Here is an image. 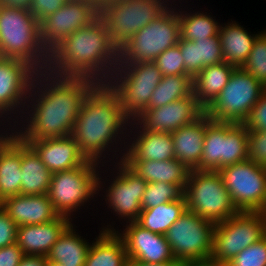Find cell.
<instances>
[{"instance_id":"obj_40","label":"cell","mask_w":266,"mask_h":266,"mask_svg":"<svg viewBox=\"0 0 266 266\" xmlns=\"http://www.w3.org/2000/svg\"><path fill=\"white\" fill-rule=\"evenodd\" d=\"M248 156L254 163L266 167V130H248Z\"/></svg>"},{"instance_id":"obj_13","label":"cell","mask_w":266,"mask_h":266,"mask_svg":"<svg viewBox=\"0 0 266 266\" xmlns=\"http://www.w3.org/2000/svg\"><path fill=\"white\" fill-rule=\"evenodd\" d=\"M215 223L186 209L165 233L175 260L183 263L209 261Z\"/></svg>"},{"instance_id":"obj_15","label":"cell","mask_w":266,"mask_h":266,"mask_svg":"<svg viewBox=\"0 0 266 266\" xmlns=\"http://www.w3.org/2000/svg\"><path fill=\"white\" fill-rule=\"evenodd\" d=\"M36 72L24 60L0 57V115L10 118L13 125L23 114Z\"/></svg>"},{"instance_id":"obj_3","label":"cell","mask_w":266,"mask_h":266,"mask_svg":"<svg viewBox=\"0 0 266 266\" xmlns=\"http://www.w3.org/2000/svg\"><path fill=\"white\" fill-rule=\"evenodd\" d=\"M127 126L130 127V120L124 115L117 95L107 84H97L84 98L71 136L87 160L101 164L106 163L103 159H106V155L110 156L109 152H115L113 159H118L120 154L119 159L122 160V151L127 147L125 140L128 141V138H125L128 135ZM118 143L124 145L123 150H120L121 146L110 151L111 146H119Z\"/></svg>"},{"instance_id":"obj_39","label":"cell","mask_w":266,"mask_h":266,"mask_svg":"<svg viewBox=\"0 0 266 266\" xmlns=\"http://www.w3.org/2000/svg\"><path fill=\"white\" fill-rule=\"evenodd\" d=\"M154 62L162 76L189 75L185 71L183 56L178 45L165 50Z\"/></svg>"},{"instance_id":"obj_11","label":"cell","mask_w":266,"mask_h":266,"mask_svg":"<svg viewBox=\"0 0 266 266\" xmlns=\"http://www.w3.org/2000/svg\"><path fill=\"white\" fill-rule=\"evenodd\" d=\"M165 0H112L100 9L111 41L120 49L137 31L169 8Z\"/></svg>"},{"instance_id":"obj_37","label":"cell","mask_w":266,"mask_h":266,"mask_svg":"<svg viewBox=\"0 0 266 266\" xmlns=\"http://www.w3.org/2000/svg\"><path fill=\"white\" fill-rule=\"evenodd\" d=\"M242 68L266 87V34L263 31L255 40Z\"/></svg>"},{"instance_id":"obj_1","label":"cell","mask_w":266,"mask_h":266,"mask_svg":"<svg viewBox=\"0 0 266 266\" xmlns=\"http://www.w3.org/2000/svg\"><path fill=\"white\" fill-rule=\"evenodd\" d=\"M96 85L87 78L36 72L21 122L17 123H22L16 129L17 136L21 140H37L71 135L82 102Z\"/></svg>"},{"instance_id":"obj_42","label":"cell","mask_w":266,"mask_h":266,"mask_svg":"<svg viewBox=\"0 0 266 266\" xmlns=\"http://www.w3.org/2000/svg\"><path fill=\"white\" fill-rule=\"evenodd\" d=\"M69 0H31L28 9L40 23L43 19L57 11Z\"/></svg>"},{"instance_id":"obj_47","label":"cell","mask_w":266,"mask_h":266,"mask_svg":"<svg viewBox=\"0 0 266 266\" xmlns=\"http://www.w3.org/2000/svg\"><path fill=\"white\" fill-rule=\"evenodd\" d=\"M183 262L174 260L170 262H163V263H144V262H139L136 260L128 259L127 263L125 266H183Z\"/></svg>"},{"instance_id":"obj_29","label":"cell","mask_w":266,"mask_h":266,"mask_svg":"<svg viewBox=\"0 0 266 266\" xmlns=\"http://www.w3.org/2000/svg\"><path fill=\"white\" fill-rule=\"evenodd\" d=\"M236 67L226 62L204 67L193 78V94L206 109L220 94Z\"/></svg>"},{"instance_id":"obj_31","label":"cell","mask_w":266,"mask_h":266,"mask_svg":"<svg viewBox=\"0 0 266 266\" xmlns=\"http://www.w3.org/2000/svg\"><path fill=\"white\" fill-rule=\"evenodd\" d=\"M88 251L84 266H125L128 257L115 231H100Z\"/></svg>"},{"instance_id":"obj_19","label":"cell","mask_w":266,"mask_h":266,"mask_svg":"<svg viewBox=\"0 0 266 266\" xmlns=\"http://www.w3.org/2000/svg\"><path fill=\"white\" fill-rule=\"evenodd\" d=\"M205 109L194 94L157 108H147L135 121L153 132L172 133L198 119Z\"/></svg>"},{"instance_id":"obj_43","label":"cell","mask_w":266,"mask_h":266,"mask_svg":"<svg viewBox=\"0 0 266 266\" xmlns=\"http://www.w3.org/2000/svg\"><path fill=\"white\" fill-rule=\"evenodd\" d=\"M17 225L4 209L0 210V248L17 243Z\"/></svg>"},{"instance_id":"obj_49","label":"cell","mask_w":266,"mask_h":266,"mask_svg":"<svg viewBox=\"0 0 266 266\" xmlns=\"http://www.w3.org/2000/svg\"><path fill=\"white\" fill-rule=\"evenodd\" d=\"M183 266H217L214 262L209 261H204V262H189V263H184Z\"/></svg>"},{"instance_id":"obj_20","label":"cell","mask_w":266,"mask_h":266,"mask_svg":"<svg viewBox=\"0 0 266 266\" xmlns=\"http://www.w3.org/2000/svg\"><path fill=\"white\" fill-rule=\"evenodd\" d=\"M130 126L128 129L130 135L128 134L127 137L134 133L132 135L133 140L130 137L129 140L131 141H128L129 143L126 142L128 147H126V152L124 151L123 153L122 161H164L175 159L171 133L144 130L135 120L130 121ZM132 130H135V132Z\"/></svg>"},{"instance_id":"obj_8","label":"cell","mask_w":266,"mask_h":266,"mask_svg":"<svg viewBox=\"0 0 266 266\" xmlns=\"http://www.w3.org/2000/svg\"><path fill=\"white\" fill-rule=\"evenodd\" d=\"M170 7L137 31L119 49V63L154 61L165 50L178 45L180 23L177 8Z\"/></svg>"},{"instance_id":"obj_48","label":"cell","mask_w":266,"mask_h":266,"mask_svg":"<svg viewBox=\"0 0 266 266\" xmlns=\"http://www.w3.org/2000/svg\"><path fill=\"white\" fill-rule=\"evenodd\" d=\"M31 3V0H0V4L7 6H21L28 7Z\"/></svg>"},{"instance_id":"obj_6","label":"cell","mask_w":266,"mask_h":266,"mask_svg":"<svg viewBox=\"0 0 266 266\" xmlns=\"http://www.w3.org/2000/svg\"><path fill=\"white\" fill-rule=\"evenodd\" d=\"M161 79V71L154 61L118 63L107 85L119 98L124 115L134 121L147 109Z\"/></svg>"},{"instance_id":"obj_34","label":"cell","mask_w":266,"mask_h":266,"mask_svg":"<svg viewBox=\"0 0 266 266\" xmlns=\"http://www.w3.org/2000/svg\"><path fill=\"white\" fill-rule=\"evenodd\" d=\"M193 94V78L190 75L162 76L153 91L147 108H157Z\"/></svg>"},{"instance_id":"obj_33","label":"cell","mask_w":266,"mask_h":266,"mask_svg":"<svg viewBox=\"0 0 266 266\" xmlns=\"http://www.w3.org/2000/svg\"><path fill=\"white\" fill-rule=\"evenodd\" d=\"M187 209L185 196L181 200H174L156 207L144 209L140 212L136 222L144 229L165 235L169 227L177 221Z\"/></svg>"},{"instance_id":"obj_2","label":"cell","mask_w":266,"mask_h":266,"mask_svg":"<svg viewBox=\"0 0 266 266\" xmlns=\"http://www.w3.org/2000/svg\"><path fill=\"white\" fill-rule=\"evenodd\" d=\"M119 63V48L99 16L76 30L49 52L46 71L61 77L87 78L107 84Z\"/></svg>"},{"instance_id":"obj_7","label":"cell","mask_w":266,"mask_h":266,"mask_svg":"<svg viewBox=\"0 0 266 266\" xmlns=\"http://www.w3.org/2000/svg\"><path fill=\"white\" fill-rule=\"evenodd\" d=\"M184 196L188 210L214 223L239 212L219 171L190 170Z\"/></svg>"},{"instance_id":"obj_30","label":"cell","mask_w":266,"mask_h":266,"mask_svg":"<svg viewBox=\"0 0 266 266\" xmlns=\"http://www.w3.org/2000/svg\"><path fill=\"white\" fill-rule=\"evenodd\" d=\"M70 224L46 255L48 262H56L63 266H84L91 243L86 242ZM77 233V234H76Z\"/></svg>"},{"instance_id":"obj_51","label":"cell","mask_w":266,"mask_h":266,"mask_svg":"<svg viewBox=\"0 0 266 266\" xmlns=\"http://www.w3.org/2000/svg\"><path fill=\"white\" fill-rule=\"evenodd\" d=\"M258 212L266 220V200L264 202L263 207Z\"/></svg>"},{"instance_id":"obj_9","label":"cell","mask_w":266,"mask_h":266,"mask_svg":"<svg viewBox=\"0 0 266 266\" xmlns=\"http://www.w3.org/2000/svg\"><path fill=\"white\" fill-rule=\"evenodd\" d=\"M249 159L248 130L244 124L206 118L202 158L197 170L219 171Z\"/></svg>"},{"instance_id":"obj_41","label":"cell","mask_w":266,"mask_h":266,"mask_svg":"<svg viewBox=\"0 0 266 266\" xmlns=\"http://www.w3.org/2000/svg\"><path fill=\"white\" fill-rule=\"evenodd\" d=\"M243 124L247 130H266V90L253 106L250 115Z\"/></svg>"},{"instance_id":"obj_18","label":"cell","mask_w":266,"mask_h":266,"mask_svg":"<svg viewBox=\"0 0 266 266\" xmlns=\"http://www.w3.org/2000/svg\"><path fill=\"white\" fill-rule=\"evenodd\" d=\"M126 224L123 232L116 231L110 223L101 230L116 232L124 243L128 259L152 264L175 260L165 235L144 229L136 221L127 222Z\"/></svg>"},{"instance_id":"obj_52","label":"cell","mask_w":266,"mask_h":266,"mask_svg":"<svg viewBox=\"0 0 266 266\" xmlns=\"http://www.w3.org/2000/svg\"><path fill=\"white\" fill-rule=\"evenodd\" d=\"M47 266H63V265L56 262H48Z\"/></svg>"},{"instance_id":"obj_54","label":"cell","mask_w":266,"mask_h":266,"mask_svg":"<svg viewBox=\"0 0 266 266\" xmlns=\"http://www.w3.org/2000/svg\"><path fill=\"white\" fill-rule=\"evenodd\" d=\"M217 266H228L226 264H217Z\"/></svg>"},{"instance_id":"obj_53","label":"cell","mask_w":266,"mask_h":266,"mask_svg":"<svg viewBox=\"0 0 266 266\" xmlns=\"http://www.w3.org/2000/svg\"><path fill=\"white\" fill-rule=\"evenodd\" d=\"M3 209V199L0 197V210Z\"/></svg>"},{"instance_id":"obj_17","label":"cell","mask_w":266,"mask_h":266,"mask_svg":"<svg viewBox=\"0 0 266 266\" xmlns=\"http://www.w3.org/2000/svg\"><path fill=\"white\" fill-rule=\"evenodd\" d=\"M119 161V162H118ZM116 161L117 176L106 188V204L118 215V218L127 222L136 221L141 208V200L147 186V182L133 172L122 160ZM117 164V165H116ZM118 167V168H117ZM124 217V218H123Z\"/></svg>"},{"instance_id":"obj_35","label":"cell","mask_w":266,"mask_h":266,"mask_svg":"<svg viewBox=\"0 0 266 266\" xmlns=\"http://www.w3.org/2000/svg\"><path fill=\"white\" fill-rule=\"evenodd\" d=\"M178 10L180 23V38L184 40L196 41L197 39H207L212 36H218L220 24L213 19L211 15L190 11ZM185 13V14H184Z\"/></svg>"},{"instance_id":"obj_22","label":"cell","mask_w":266,"mask_h":266,"mask_svg":"<svg viewBox=\"0 0 266 266\" xmlns=\"http://www.w3.org/2000/svg\"><path fill=\"white\" fill-rule=\"evenodd\" d=\"M3 209L17 226L51 222L59 217L47 194L8 197L3 200Z\"/></svg>"},{"instance_id":"obj_28","label":"cell","mask_w":266,"mask_h":266,"mask_svg":"<svg viewBox=\"0 0 266 266\" xmlns=\"http://www.w3.org/2000/svg\"><path fill=\"white\" fill-rule=\"evenodd\" d=\"M52 173L41 161L36 151L21 140L20 195L47 194Z\"/></svg>"},{"instance_id":"obj_23","label":"cell","mask_w":266,"mask_h":266,"mask_svg":"<svg viewBox=\"0 0 266 266\" xmlns=\"http://www.w3.org/2000/svg\"><path fill=\"white\" fill-rule=\"evenodd\" d=\"M73 220L59 216L51 222L17 227V244L25 255L46 256Z\"/></svg>"},{"instance_id":"obj_4","label":"cell","mask_w":266,"mask_h":266,"mask_svg":"<svg viewBox=\"0 0 266 266\" xmlns=\"http://www.w3.org/2000/svg\"><path fill=\"white\" fill-rule=\"evenodd\" d=\"M0 57L24 60L37 72L46 71L49 53L28 7L0 5Z\"/></svg>"},{"instance_id":"obj_12","label":"cell","mask_w":266,"mask_h":266,"mask_svg":"<svg viewBox=\"0 0 266 266\" xmlns=\"http://www.w3.org/2000/svg\"><path fill=\"white\" fill-rule=\"evenodd\" d=\"M265 235L266 220L259 212L239 211L229 219L215 223L210 261L226 264Z\"/></svg>"},{"instance_id":"obj_14","label":"cell","mask_w":266,"mask_h":266,"mask_svg":"<svg viewBox=\"0 0 266 266\" xmlns=\"http://www.w3.org/2000/svg\"><path fill=\"white\" fill-rule=\"evenodd\" d=\"M238 211L258 212L266 200V167L250 159L219 170Z\"/></svg>"},{"instance_id":"obj_50","label":"cell","mask_w":266,"mask_h":266,"mask_svg":"<svg viewBox=\"0 0 266 266\" xmlns=\"http://www.w3.org/2000/svg\"><path fill=\"white\" fill-rule=\"evenodd\" d=\"M87 2L93 3L99 10L104 7L108 2L112 0H85Z\"/></svg>"},{"instance_id":"obj_32","label":"cell","mask_w":266,"mask_h":266,"mask_svg":"<svg viewBox=\"0 0 266 266\" xmlns=\"http://www.w3.org/2000/svg\"><path fill=\"white\" fill-rule=\"evenodd\" d=\"M21 139L16 136L0 151V197L20 195Z\"/></svg>"},{"instance_id":"obj_38","label":"cell","mask_w":266,"mask_h":266,"mask_svg":"<svg viewBox=\"0 0 266 266\" xmlns=\"http://www.w3.org/2000/svg\"><path fill=\"white\" fill-rule=\"evenodd\" d=\"M228 266H266V235L243 249L226 263Z\"/></svg>"},{"instance_id":"obj_27","label":"cell","mask_w":266,"mask_h":266,"mask_svg":"<svg viewBox=\"0 0 266 266\" xmlns=\"http://www.w3.org/2000/svg\"><path fill=\"white\" fill-rule=\"evenodd\" d=\"M147 183L166 182L181 185L184 189L190 169L177 159L164 161H123Z\"/></svg>"},{"instance_id":"obj_26","label":"cell","mask_w":266,"mask_h":266,"mask_svg":"<svg viewBox=\"0 0 266 266\" xmlns=\"http://www.w3.org/2000/svg\"><path fill=\"white\" fill-rule=\"evenodd\" d=\"M225 25V26H224ZM220 26L219 41L222 48L224 62L242 68L247 62L253 44L262 33L253 34L243 28V26L232 21Z\"/></svg>"},{"instance_id":"obj_45","label":"cell","mask_w":266,"mask_h":266,"mask_svg":"<svg viewBox=\"0 0 266 266\" xmlns=\"http://www.w3.org/2000/svg\"><path fill=\"white\" fill-rule=\"evenodd\" d=\"M3 120H2V119ZM5 118H7V119H5ZM0 127L2 126V125H4L5 123H7V122H9V123H7L8 125H9V130H8V128H6V131H5V129L4 130H2L1 128H0V151L5 147V146H7L16 136H17V132H16V130L15 129H17L16 127V125H11V121H10V118H8V117H5V116H1L0 115ZM5 119V120H4ZM9 119V120H8ZM2 121H4V123H2ZM7 121V122H6ZM2 124V125H1ZM13 126V127H12ZM11 127V128H10ZM15 127V128H14ZM12 128H13V130H12ZM1 130H2V132H1ZM8 131V132H7ZM9 131H11V132H9ZM9 133V134H8ZM11 133V134H10Z\"/></svg>"},{"instance_id":"obj_10","label":"cell","mask_w":266,"mask_h":266,"mask_svg":"<svg viewBox=\"0 0 266 266\" xmlns=\"http://www.w3.org/2000/svg\"><path fill=\"white\" fill-rule=\"evenodd\" d=\"M265 90L266 87L243 68H235L205 113L214 121L243 124Z\"/></svg>"},{"instance_id":"obj_36","label":"cell","mask_w":266,"mask_h":266,"mask_svg":"<svg viewBox=\"0 0 266 266\" xmlns=\"http://www.w3.org/2000/svg\"><path fill=\"white\" fill-rule=\"evenodd\" d=\"M185 189L178 184L166 182L147 183L141 200L142 210L156 207L166 202L181 200L184 197Z\"/></svg>"},{"instance_id":"obj_44","label":"cell","mask_w":266,"mask_h":266,"mask_svg":"<svg viewBox=\"0 0 266 266\" xmlns=\"http://www.w3.org/2000/svg\"><path fill=\"white\" fill-rule=\"evenodd\" d=\"M25 256L17 243L0 248V266H18Z\"/></svg>"},{"instance_id":"obj_21","label":"cell","mask_w":266,"mask_h":266,"mask_svg":"<svg viewBox=\"0 0 266 266\" xmlns=\"http://www.w3.org/2000/svg\"><path fill=\"white\" fill-rule=\"evenodd\" d=\"M23 141L36 151L51 173L70 170L88 161L71 135Z\"/></svg>"},{"instance_id":"obj_25","label":"cell","mask_w":266,"mask_h":266,"mask_svg":"<svg viewBox=\"0 0 266 266\" xmlns=\"http://www.w3.org/2000/svg\"><path fill=\"white\" fill-rule=\"evenodd\" d=\"M178 46L183 56L185 71L192 78L204 67L224 62L219 36L196 41L180 38Z\"/></svg>"},{"instance_id":"obj_24","label":"cell","mask_w":266,"mask_h":266,"mask_svg":"<svg viewBox=\"0 0 266 266\" xmlns=\"http://www.w3.org/2000/svg\"><path fill=\"white\" fill-rule=\"evenodd\" d=\"M207 114L172 132L175 159L195 170L201 162Z\"/></svg>"},{"instance_id":"obj_16","label":"cell","mask_w":266,"mask_h":266,"mask_svg":"<svg viewBox=\"0 0 266 266\" xmlns=\"http://www.w3.org/2000/svg\"><path fill=\"white\" fill-rule=\"evenodd\" d=\"M100 16V10L85 0H69L39 23L40 41L49 53L76 30L90 25Z\"/></svg>"},{"instance_id":"obj_5","label":"cell","mask_w":266,"mask_h":266,"mask_svg":"<svg viewBox=\"0 0 266 266\" xmlns=\"http://www.w3.org/2000/svg\"><path fill=\"white\" fill-rule=\"evenodd\" d=\"M100 167L99 163L88 160L73 169L52 173L47 196L59 216L72 220L73 212L80 210L103 190L102 186L106 183L101 181Z\"/></svg>"},{"instance_id":"obj_46","label":"cell","mask_w":266,"mask_h":266,"mask_svg":"<svg viewBox=\"0 0 266 266\" xmlns=\"http://www.w3.org/2000/svg\"><path fill=\"white\" fill-rule=\"evenodd\" d=\"M46 256L25 255L18 266H47Z\"/></svg>"}]
</instances>
